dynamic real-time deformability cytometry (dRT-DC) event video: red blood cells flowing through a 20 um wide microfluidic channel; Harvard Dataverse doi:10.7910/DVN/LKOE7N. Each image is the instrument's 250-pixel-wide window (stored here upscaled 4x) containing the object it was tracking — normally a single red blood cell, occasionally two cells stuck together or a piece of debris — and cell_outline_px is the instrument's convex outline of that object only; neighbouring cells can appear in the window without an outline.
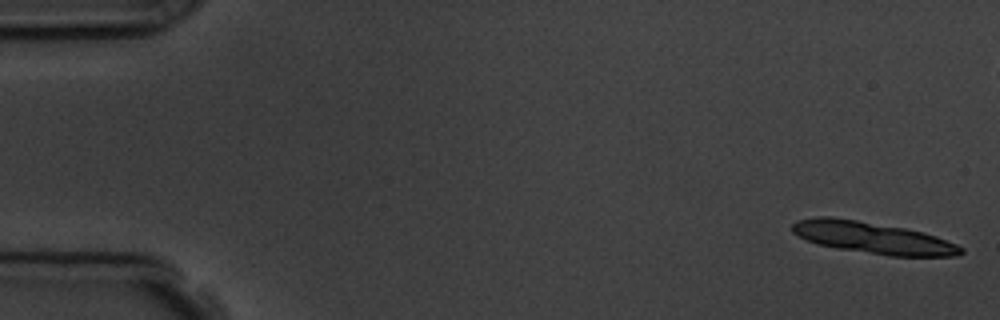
{"species": "common noctule bat (a hibernating species)", "species_latin": "Nyctalus noctula", "temperature_condition": "room temperature", "stored_images_in_passage": 9, "camera_frame_rate_fps": 3000, "um_per_image_px": 0.085, "animal": {"sex": "male", "body_mass_g": 19.5, "forearm_length_mm": 54.6}, "frame": {"image": 1, "passage_image": 1, "time_ms": 0.0, "image_size_px": [1000, 320], "cell_outline_px": [[964, 252], [956, 256], [888, 256], [816, 244], [792, 232], [792, 224], [796, 220], [816, 216], [828, 216], [856, 220], [904, 228], [924, 232], [936, 236], [956, 244], [964, 248]], "centroid_in_image_um": [74.19, 20.21], "position_along_channel_um": 10.8, "area_um2": 30.92}}